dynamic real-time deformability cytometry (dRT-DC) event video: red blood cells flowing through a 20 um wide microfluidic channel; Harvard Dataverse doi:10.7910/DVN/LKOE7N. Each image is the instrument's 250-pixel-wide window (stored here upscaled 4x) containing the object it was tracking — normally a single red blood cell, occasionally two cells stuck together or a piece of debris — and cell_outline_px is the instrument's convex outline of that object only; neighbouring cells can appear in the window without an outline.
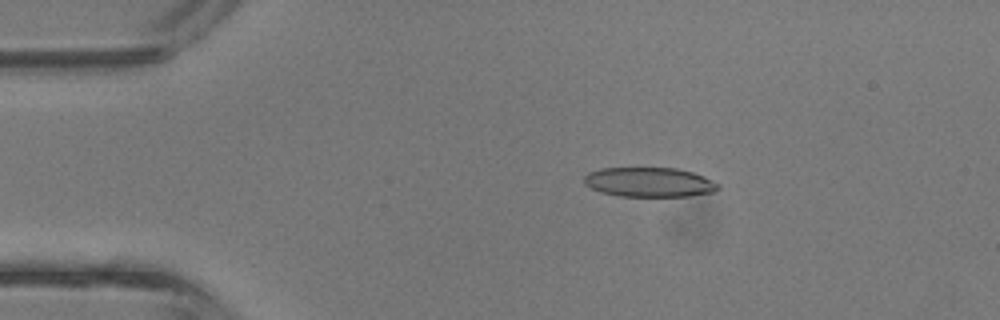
{"species": "common noctule bat (a hibernating species)", "species_latin": "Nyctalus noctula", "temperature_condition": "room temperature", "stored_images_in_passage": 37, "camera_frame_rate_fps": 3000, "um_per_image_px": 0.085, "animal": {"sex": "male", "body_mass_g": 13.3}, "frame": {"image": 1, "passage_image": 3, "time_ms": 0.667, "image_size_px": [1000, 320], "cell_outline_px": [[720, 188], [716, 192], [688, 196], [620, 196], [600, 192], [584, 184], [584, 176], [588, 172], [600, 168], [676, 168], [692, 172], [704, 176], [720, 184]], "centroid_in_image_um": [55.21, 15.48], "position_along_channel_um": 29.8, "area_um2": 23.24}}
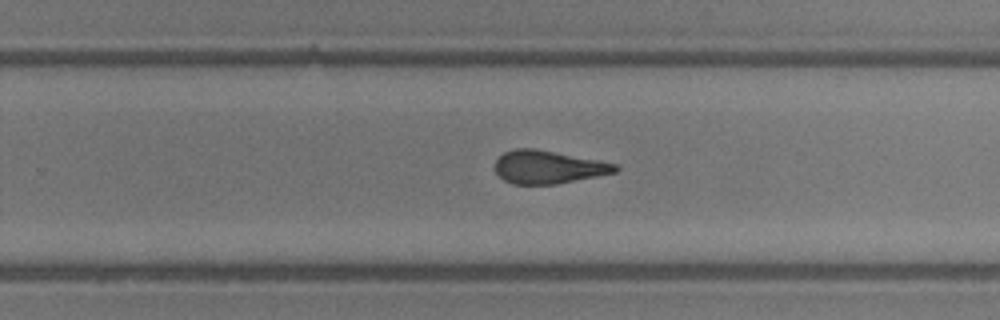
{"frame": {"image": 2, "passage_image": 22, "time_ms": 7.0, "image_size_px": [1000, 320], "cell_outline_px": [[620, 168], [616, 172], [556, 184], [512, 184], [504, 180], [496, 172], [496, 160], [504, 152], [516, 148], [536, 148], [616, 164]], "centroid_in_image_um": [46.57, 14.2], "position_along_channel_um": 283.2, "area_um2": 22.89}}
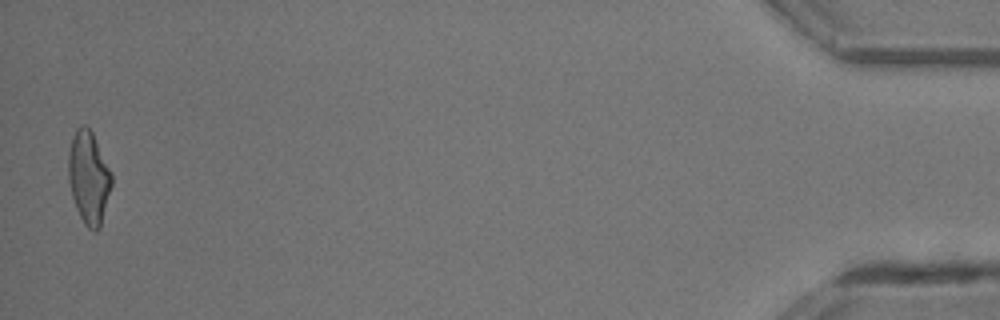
{"frame": {"image": 3, "passage_image": 37, "time_ms": 12.0, "image_size_px": [1000, 320], "cell_outline_px": [[112, 184], [100, 228], [96, 232], [88, 228], [84, 224], [76, 208], [72, 196], [68, 180], [68, 152], [76, 128], [80, 124], [84, 124], [92, 132], [112, 172]], "centroid_in_image_um": [7.54, 15.09], "position_along_channel_um": 427.7, "area_um2": 23.41}, "authors_computed_cell_mechanics": {"area_um2": 23.9292, "velocity_mm_per_s": 4.8407, "shape_relaxation_time_tau1_ms": null, "shape_relaxation_time_tau2_ms": 2.0563, "deformation_change_tau1": null, "deformation_change_tau2": 0.1362}}